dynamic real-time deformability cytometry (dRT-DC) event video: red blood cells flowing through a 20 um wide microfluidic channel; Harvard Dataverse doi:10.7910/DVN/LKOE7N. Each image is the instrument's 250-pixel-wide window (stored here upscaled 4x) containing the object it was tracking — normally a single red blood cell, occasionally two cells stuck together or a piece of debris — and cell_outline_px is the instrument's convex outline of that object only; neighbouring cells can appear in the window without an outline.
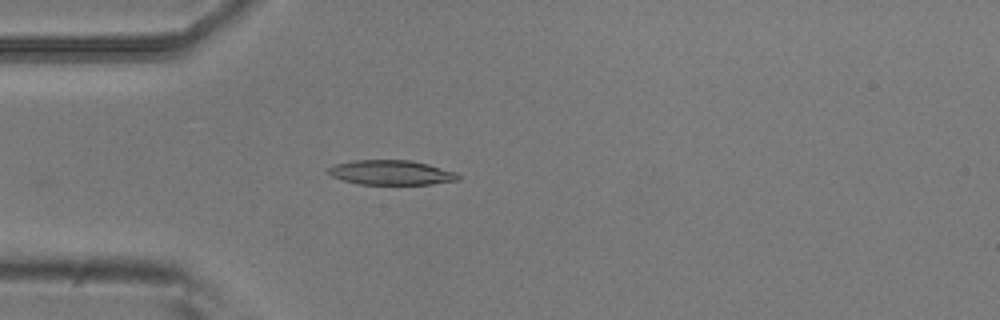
{"species": "common noctule bat (a hibernating species)", "species_latin": "Nyctalus noctula", "temperature_condition": "room temperature", "stored_images_in_passage": 3, "camera_frame_rate_fps": 3000, "um_per_image_px": 0.085, "animal": {"sex": "male", "body_mass_g": 20.5, "forearm_length_mm": 52.5}, "frame": {"image": 1, "passage_image": 3, "time_ms": 0.667, "image_size_px": [1000, 320], "cell_outline_px": [[460, 180], [432, 184], [360, 184], [344, 180], [332, 176], [328, 172], [328, 168], [336, 164], [356, 160], [412, 160], [428, 164], [456, 172], [460, 176]], "centroid_in_image_um": [33.3, 14.66], "position_along_channel_um": 51.7, "area_um2": 18.55}}